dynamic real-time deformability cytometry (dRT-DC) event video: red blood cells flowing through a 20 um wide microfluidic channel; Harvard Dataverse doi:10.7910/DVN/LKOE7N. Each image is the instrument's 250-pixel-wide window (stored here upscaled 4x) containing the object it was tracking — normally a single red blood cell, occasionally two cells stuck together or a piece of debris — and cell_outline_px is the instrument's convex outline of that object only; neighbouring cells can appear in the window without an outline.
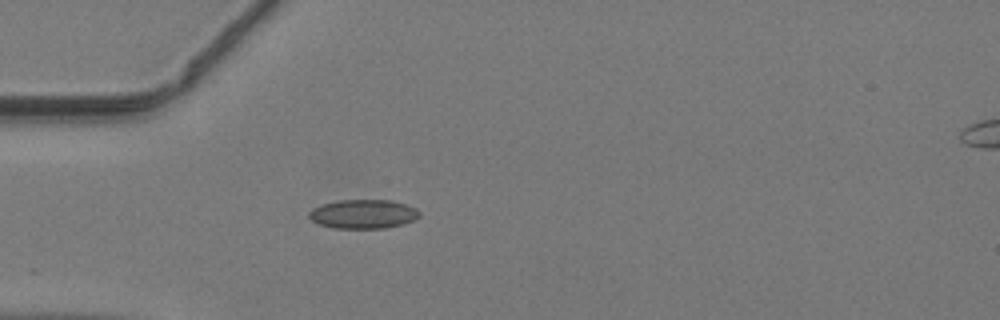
{"species": "common noctule bat (a hibernating species)", "species_latin": "Nyctalus noctula", "temperature_condition": "warm", "stored_images_in_passage": 10, "camera_frame_rate_fps": 3000, "um_per_image_px": 0.085, "animal": {"sex": "male", "body_mass_g": 19.2, "forearm_length_mm": 51.8}, "frame": {"image": 1, "passage_image": 1, "time_ms": 0.0, "image_size_px": [1000, 320], "cell_outline_px": [[420, 216], [404, 224], [384, 228], [332, 228], [320, 224], [312, 220], [308, 216], [308, 212], [312, 208], [324, 204], [340, 200], [392, 200], [408, 204], [416, 208], [420, 212]], "centroid_in_image_um": [30.9, 18.19], "position_along_channel_um": 54.1, "area_um2": 18.73}}
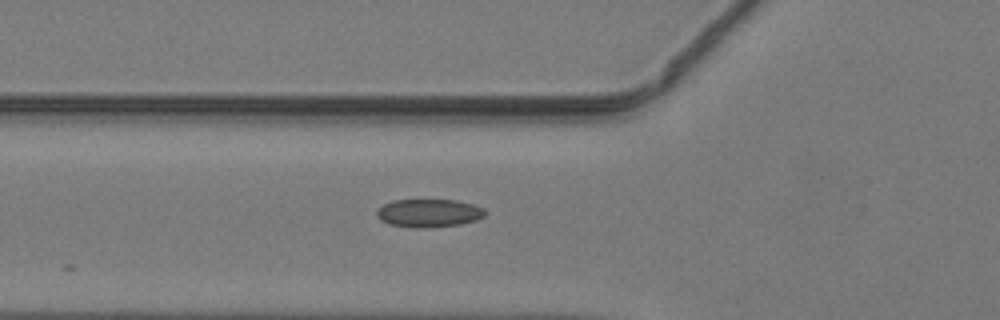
{"frame": {"image": 2, "passage_image": 4, "time_ms": 1.0, "image_size_px": [1000, 320], "cell_outline_px": [[484, 216], [476, 220], [460, 224], [428, 228], [420, 228], [388, 224], [380, 220], [376, 216], [376, 212], [384, 204], [392, 200], [456, 200], [472, 204], [484, 208]], "centroid_in_image_um": [36.43, 18.11], "position_along_channel_um": 89.4, "area_um2": 17.69}}